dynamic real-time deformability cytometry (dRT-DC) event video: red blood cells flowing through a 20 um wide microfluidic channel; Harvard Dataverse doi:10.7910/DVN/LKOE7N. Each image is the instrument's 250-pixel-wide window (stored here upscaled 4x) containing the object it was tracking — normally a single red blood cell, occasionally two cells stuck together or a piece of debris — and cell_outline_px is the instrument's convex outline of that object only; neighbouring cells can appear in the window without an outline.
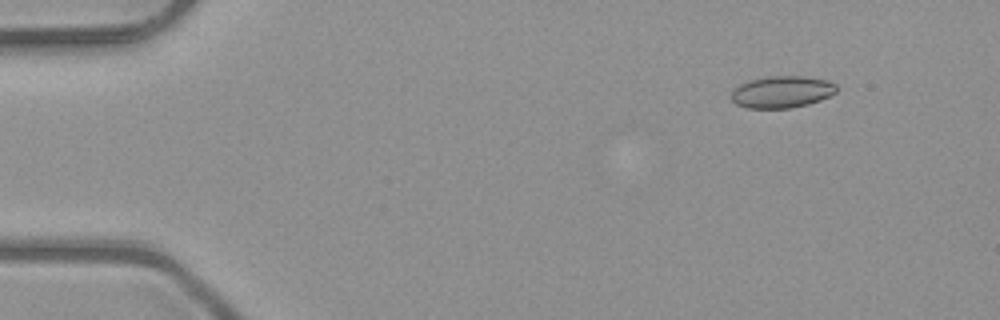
{"species": "common noctule bat (a hibernating species)", "species_latin": "Nyctalus noctula", "temperature_condition": "room temperature", "stored_images_in_passage": 5, "camera_frame_rate_fps": 3000, "um_per_image_px": 0.085, "animal": {"sex": "male", "body_mass_g": 23.1, "forearm_length_mm": 52.7}, "frame": {"image": 1, "passage_image": 2, "time_ms": 0.333, "image_size_px": [1000, 320], "cell_outline_px": [[836, 92], [820, 100], [808, 104], [788, 108], [748, 108], [736, 104], [732, 100], [732, 88], [748, 80], [768, 76], [804, 76], [828, 80], [836, 84]], "centroid_in_image_um": [66.44, 7.8], "position_along_channel_um": 18.6, "area_um2": 19.59}}
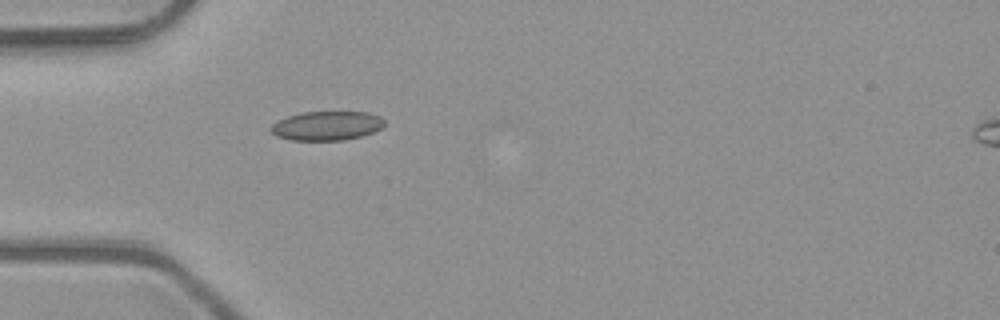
{"frame": {"image": 2, "passage_image": 5, "time_ms": 1.333, "image_size_px": [1000, 320], "cell_outline_px": [[384, 124], [380, 128], [372, 132], [360, 136], [344, 140], [292, 140], [276, 136], [268, 128], [272, 124], [288, 116], [300, 112], [368, 112], [380, 116], [384, 120]], "centroid_in_image_um": [27.75, 10.68], "position_along_channel_um": 57.2, "area_um2": 19.19}}